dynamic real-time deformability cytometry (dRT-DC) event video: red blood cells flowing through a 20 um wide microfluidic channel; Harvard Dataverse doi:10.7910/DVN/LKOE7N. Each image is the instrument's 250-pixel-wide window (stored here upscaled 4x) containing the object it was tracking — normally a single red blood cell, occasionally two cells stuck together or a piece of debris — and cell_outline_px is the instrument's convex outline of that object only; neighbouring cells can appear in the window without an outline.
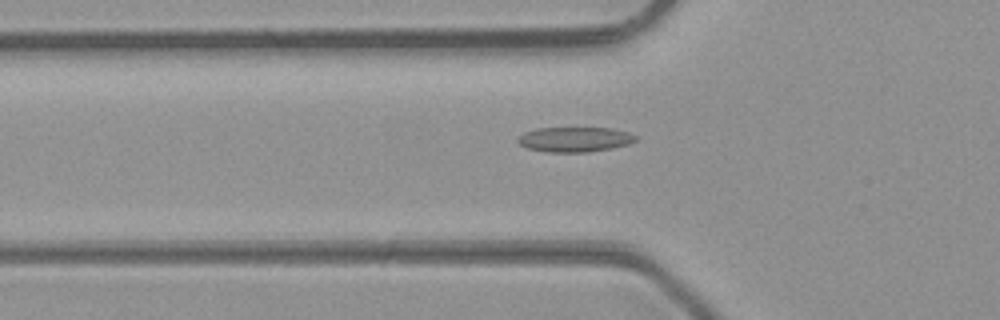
{"species": "common noctule bat (a hibernating species)", "species_latin": "Nyctalus noctula", "temperature_condition": "room temperature", "stored_images_in_passage": 34, "camera_frame_rate_fps": 3000, "um_per_image_px": 0.085, "animal": {"sex": "male", "body_mass_g": 23.1, "forearm_length_mm": 52.7}, "frame": {"image": 1, "passage_image": 4, "time_ms": 1.0, "image_size_px": [1000, 320], "cell_outline_px": [[636, 140], [628, 144], [612, 148], [588, 152], [544, 152], [528, 148], [520, 144], [516, 140], [524, 132], [536, 128], [612, 128], [628, 132], [636, 136]], "centroid_in_image_um": [48.84, 11.85], "position_along_channel_um": 77.0, "area_um2": 17.11}}
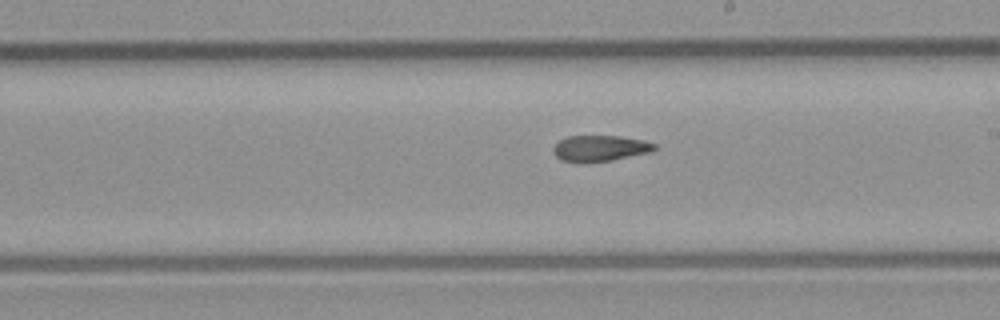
{"frame": {"image": 2, "passage_image": 15, "time_ms": 4.667, "image_size_px": [1000, 320], "cell_outline_px": [[656, 148], [652, 152], [612, 160], [560, 160], [552, 152], [552, 148], [560, 140], [568, 136], [620, 136], [644, 140], [656, 144]], "centroid_in_image_um": [51.05, 12.57], "position_along_channel_um": 238.0, "area_um2": 14.91}}
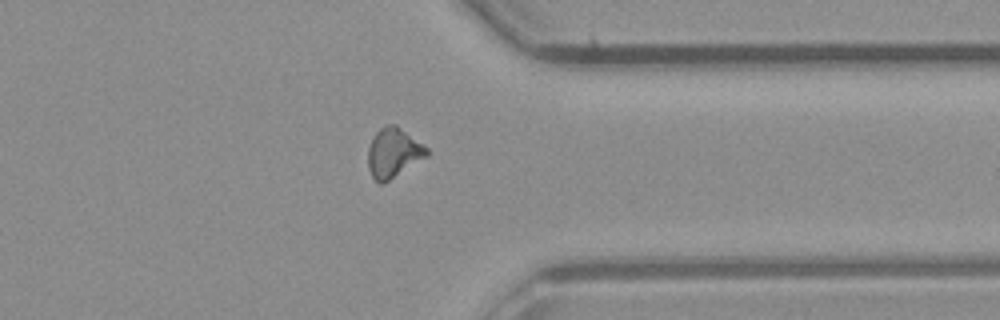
{"frame": {"image": 3, "passage_image": 25, "time_ms": 8.0, "image_size_px": [1000, 320], "cell_outline_px": [[428, 156], [388, 180], [380, 184], [372, 176], [368, 168], [368, 148], [376, 132], [380, 128], [388, 124], [396, 124], [428, 148]], "centroid_in_image_um": [33.44, 12.97], "position_along_channel_um": 378.0, "area_um2": 16.7}}